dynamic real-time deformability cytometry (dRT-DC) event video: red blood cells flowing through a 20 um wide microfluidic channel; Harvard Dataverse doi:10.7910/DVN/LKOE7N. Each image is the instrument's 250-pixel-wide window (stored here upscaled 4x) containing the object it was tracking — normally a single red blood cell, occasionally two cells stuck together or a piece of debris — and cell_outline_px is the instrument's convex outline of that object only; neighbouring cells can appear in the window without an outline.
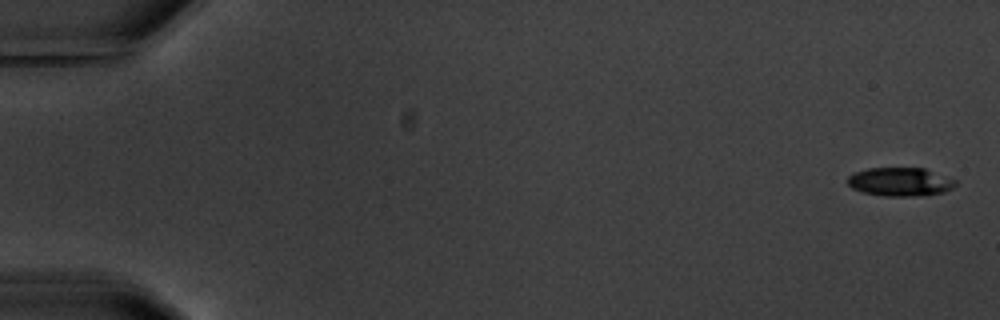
{"species": "common noctule bat (a hibernating species)", "species_latin": "Nyctalus noctula", "temperature_condition": "warm", "stored_images_in_passage": 8, "camera_frame_rate_fps": 3000, "um_per_image_px": 0.085, "animal": {"sex": "male", "body_mass_g": 20.1, "forearm_length_mm": 53.5}, "frame": {"image": 1, "passage_image": 1, "time_ms": 0.0, "image_size_px": [1000, 320], "cell_outline_px": [[956, 184], [952, 188], [944, 192], [916, 196], [884, 196], [864, 192], [852, 188], [848, 184], [848, 176], [852, 172], [868, 168], [924, 168], [956, 180]], "centroid_in_image_um": [76.49, 15.45], "position_along_channel_um": 8.5, "area_um2": 17.92}}
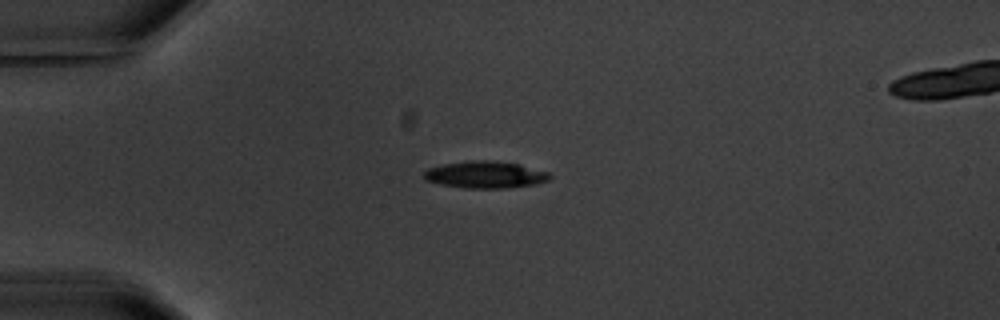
{"frame": {"image": 2, "passage_image": 5, "time_ms": 4.667, "image_size_px": [1000, 320], "cell_outline_px": [[552, 176], [548, 180], [536, 184], [504, 188], [464, 188], [440, 184], [424, 180], [424, 172], [428, 168], [444, 164], [468, 160], [492, 160], [520, 164], [548, 172]], "centroid_in_image_um": [41.24, 14.84], "position_along_channel_um": 43.8, "area_um2": 19.83}}
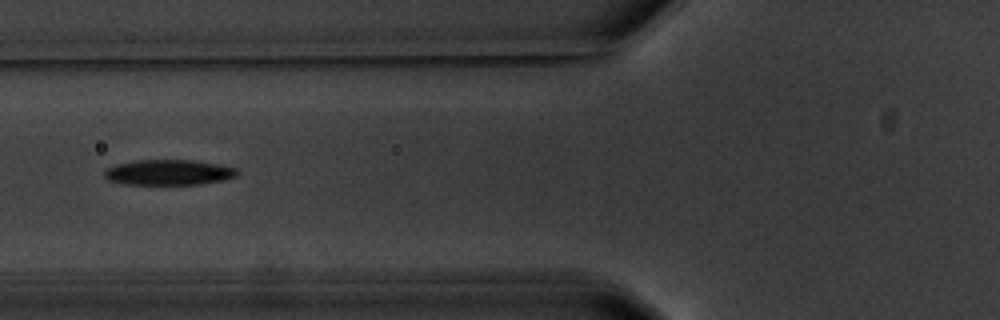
{"frame": {"image": 3, "passage_image": 7, "time_ms": 7.333, "image_size_px": [1000, 320], "cell_outline_px": [[240, 172], [236, 176], [224, 180], [200, 184], [124, 184], [108, 180], [104, 176], [104, 172], [108, 168], [116, 164], [136, 160], [196, 160], [236, 168]], "centroid_in_image_um": [14.35, 14.65], "position_along_channel_um": 111.5, "area_um2": 19.65}}